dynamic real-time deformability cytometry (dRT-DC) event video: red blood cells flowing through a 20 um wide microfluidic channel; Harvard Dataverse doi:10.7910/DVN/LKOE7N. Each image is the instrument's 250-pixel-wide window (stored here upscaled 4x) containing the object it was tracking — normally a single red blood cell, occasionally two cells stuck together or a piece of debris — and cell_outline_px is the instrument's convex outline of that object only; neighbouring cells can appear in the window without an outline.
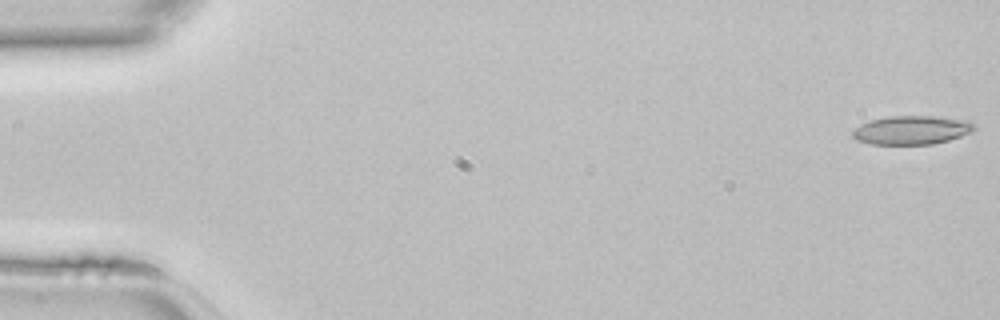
{"species": "common noctule bat (a hibernating species)", "species_latin": "Nyctalus noctula", "temperature_condition": "room temperature", "stored_images_in_passage": 8, "camera_frame_rate_fps": 3000, "um_per_image_px": 0.085, "animal": {"sex": "female", "body_mass_g": 22.7, "forearm_length_mm": 54.2}, "frame": {"image": 1, "passage_image": 1, "time_ms": 0.0, "image_size_px": [1000, 320], "cell_outline_px": [[976, 128], [972, 132], [948, 140], [932, 144], [868, 144], [856, 140], [852, 136], [852, 132], [860, 124], [872, 120], [888, 116], [932, 116], [968, 120], [976, 124]], "centroid_in_image_um": [77.5, 11.05], "position_along_channel_um": 7.5, "area_um2": 20.4}}